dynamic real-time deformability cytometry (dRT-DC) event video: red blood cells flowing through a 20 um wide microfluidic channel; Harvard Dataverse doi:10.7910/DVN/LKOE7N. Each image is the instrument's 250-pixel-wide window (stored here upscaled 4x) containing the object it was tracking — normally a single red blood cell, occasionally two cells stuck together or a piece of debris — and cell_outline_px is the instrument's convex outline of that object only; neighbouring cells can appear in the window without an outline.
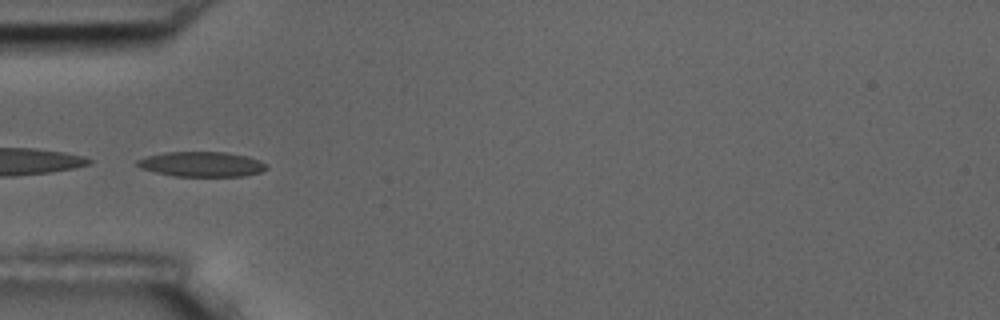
{"species": "common noctule bat (a hibernating species)", "species_latin": "Nyctalus noctula", "temperature_condition": "room temperature", "stored_images_in_passage": 9, "camera_frame_rate_fps": 3000, "um_per_image_px": 0.085, "animal": {"sex": "male", "body_mass_g": 17.5, "forearm_length_mm": 52.3}, "frame": {"image": 1, "passage_image": 4, "time_ms": 3.333, "image_size_px": [1000, 320], "cell_outline_px": [[268, 168], [260, 172], [244, 176], [172, 176], [140, 168], [136, 164], [136, 160], [148, 156], [164, 152], [224, 152], [248, 156], [260, 160], [268, 164]], "centroid_in_image_um": [17.16, 13.95], "position_along_channel_um": 67.8, "area_um2": 18.9}}
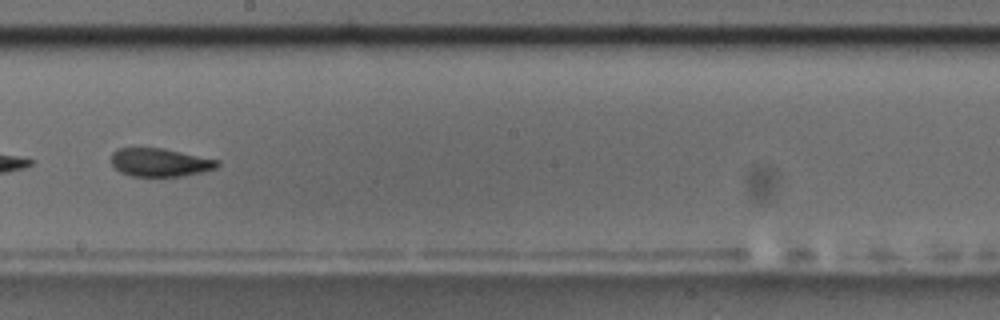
{"frame": {"image": 2, "passage_image": 8, "time_ms": 8.0, "image_size_px": [1000, 320], "cell_outline_px": [[220, 164], [216, 168], [204, 172], [184, 176], [132, 176], [120, 172], [112, 164], [112, 152], [116, 148], [164, 148], [220, 160]], "centroid_in_image_um": [13.63, 13.8], "position_along_channel_um": 234.6, "area_um2": 17.63}}
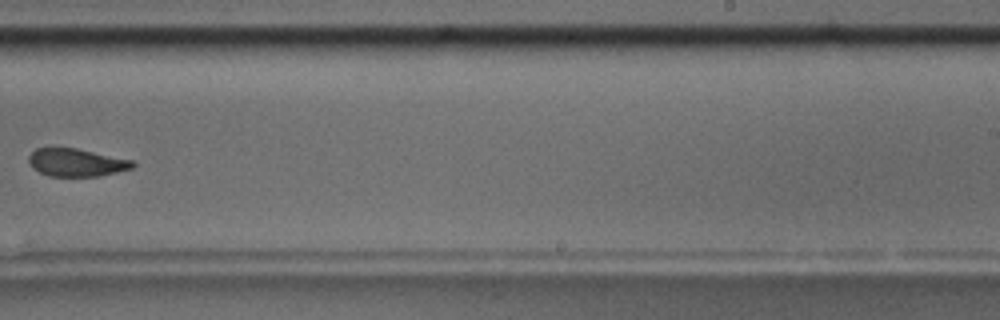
{"frame": {"image": 3, "passage_image": 9, "time_ms": 9.333, "image_size_px": [1000, 320], "cell_outline_px": [[136, 164], [132, 168], [100, 176], [48, 176], [32, 168], [28, 160], [28, 156], [36, 148], [76, 148], [136, 160]], "centroid_in_image_um": [6.52, 13.81], "position_along_channel_um": 282.5, "area_um2": 16.99}}